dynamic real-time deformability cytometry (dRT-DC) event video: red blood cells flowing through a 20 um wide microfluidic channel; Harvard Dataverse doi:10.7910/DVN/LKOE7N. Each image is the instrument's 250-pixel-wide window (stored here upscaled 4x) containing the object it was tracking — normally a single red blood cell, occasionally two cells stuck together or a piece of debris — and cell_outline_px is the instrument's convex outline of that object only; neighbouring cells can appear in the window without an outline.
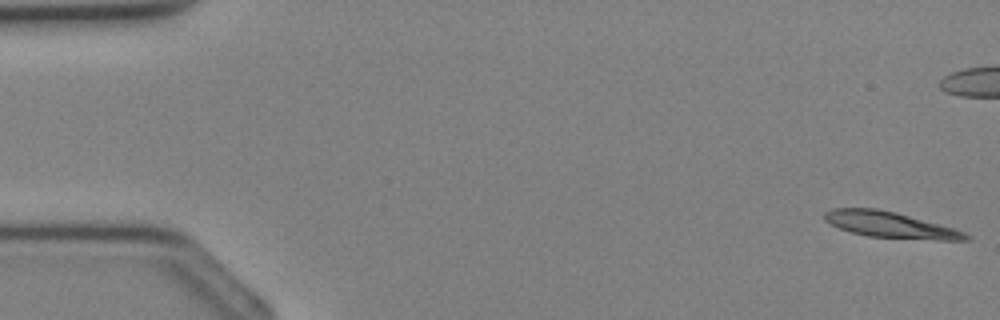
{"species": "Egyptian fruit bat (a non-hibernating species)", "species_latin": "Rousettus aegyptiacus", "temperature_condition": "cold", "stored_images_in_passage": 36, "camera_frame_rate_fps": 3000, "um_per_image_px": 0.085, "animal": {"sex": "female"}, "frame": {"image": 1, "passage_image": 1, "time_ms": 0.0, "image_size_px": [1000, 320], "cell_outline_px": [[972, 240], [936, 240], [868, 236], [852, 232], [840, 228], [824, 220], [824, 212], [832, 208], [876, 208], [896, 212], [952, 228], [964, 232], [972, 236]], "centroid_in_image_um": [75.68, 19.11], "position_along_channel_um": 9.3, "area_um2": 21.15}}
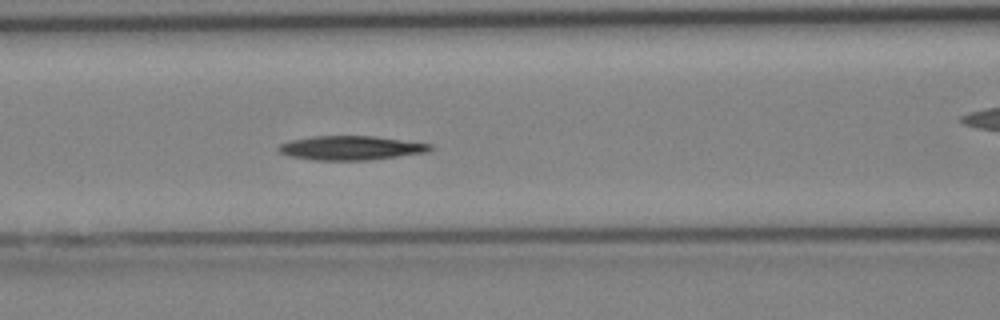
{"frame": {"image": 2, "passage_image": 15, "time_ms": 4.667, "image_size_px": [1000, 320], "cell_outline_px": [[432, 148], [428, 152], [368, 160], [312, 160], [288, 156], [280, 152], [276, 148], [280, 144], [292, 140], [312, 136], [372, 136], [432, 144]], "centroid_in_image_um": [29.79, 12.58], "position_along_channel_um": 136.8, "area_um2": 21.21}}
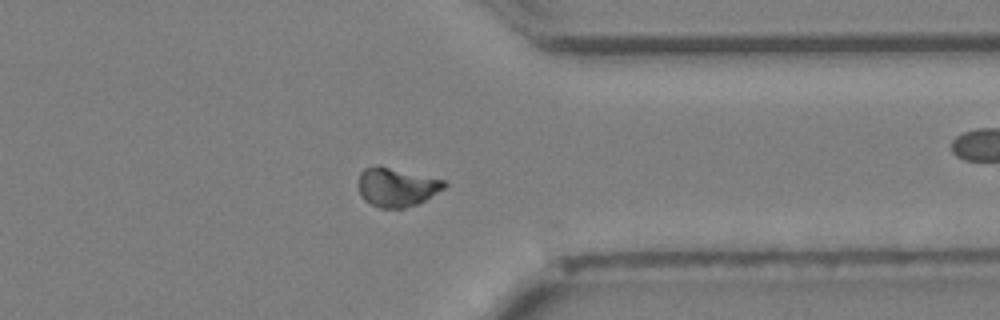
{"frame": {"image": 3, "passage_image": 28, "time_ms": 9.0, "image_size_px": [1000, 320], "cell_outline_px": [[448, 184], [444, 188], [424, 200], [416, 204], [404, 208], [380, 208], [364, 200], [360, 196], [360, 172], [364, 168], [380, 164], [444, 180]], "centroid_in_image_um": [33.71, 15.88], "position_along_channel_um": 377.7, "area_um2": 19.42}}